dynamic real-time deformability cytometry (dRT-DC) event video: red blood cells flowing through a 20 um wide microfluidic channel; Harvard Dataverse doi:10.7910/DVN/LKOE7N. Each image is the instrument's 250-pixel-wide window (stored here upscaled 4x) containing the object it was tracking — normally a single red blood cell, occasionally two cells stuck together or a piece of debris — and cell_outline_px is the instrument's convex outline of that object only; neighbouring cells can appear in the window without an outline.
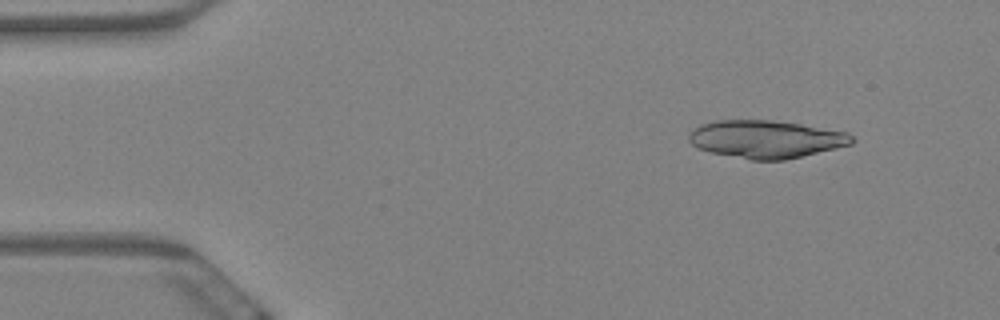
{"species": "Egyptian fruit bat (a non-hibernating species)", "species_latin": "Rousettus aegyptiacus", "temperature_condition": "warm", "stored_images_in_passage": 43, "camera_frame_rate_fps": 3000, "um_per_image_px": 0.085, "animal": {"sex": "female"}, "frame": {"image": 1, "passage_image": 6, "time_ms": 1.667, "image_size_px": [1000, 320], "cell_outline_px": [[856, 140], [852, 144], [836, 148], [784, 160], [752, 160], [712, 152], [700, 148], [692, 144], [688, 140], [688, 132], [700, 124], [716, 120], [772, 120], [800, 124], [848, 132]], "centroid_in_image_um": [65.11, 11.82], "position_along_channel_um": 19.9, "area_um2": 35.78}}